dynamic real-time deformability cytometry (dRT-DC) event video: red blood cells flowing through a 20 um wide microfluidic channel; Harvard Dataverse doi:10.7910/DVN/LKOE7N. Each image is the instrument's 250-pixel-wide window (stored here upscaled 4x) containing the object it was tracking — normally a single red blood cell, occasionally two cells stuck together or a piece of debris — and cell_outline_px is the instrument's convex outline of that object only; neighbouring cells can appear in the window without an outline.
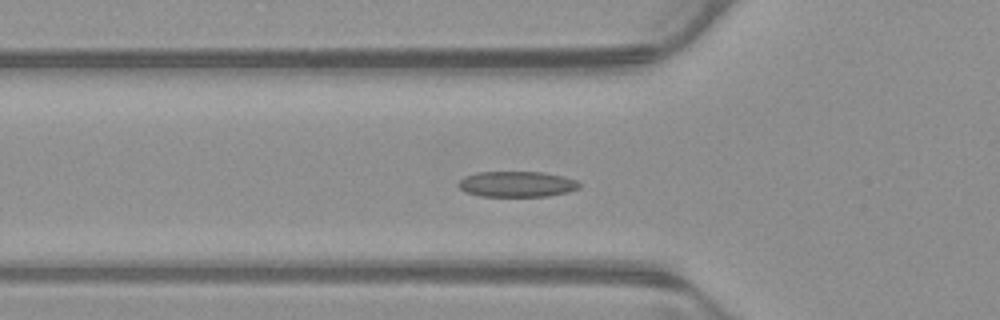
{"species": "common noctule bat (a hibernating species)", "species_latin": "Nyctalus noctula", "temperature_condition": "warm", "stored_images_in_passage": 55, "camera_frame_rate_fps": 3000, "um_per_image_px": 0.085, "animal": {"sex": "male", "body_mass_g": 23.1, "forearm_length_mm": 52.7}, "frame": {"image": 1, "passage_image": 19, "time_ms": 6.0, "image_size_px": [1000, 320], "cell_outline_px": [[580, 188], [568, 192], [548, 196], [480, 196], [464, 192], [456, 184], [464, 176], [476, 172], [544, 172], [564, 176], [576, 180], [580, 184]], "centroid_in_image_um": [43.92, 15.65], "position_along_channel_um": 81.9, "area_um2": 18.26}}
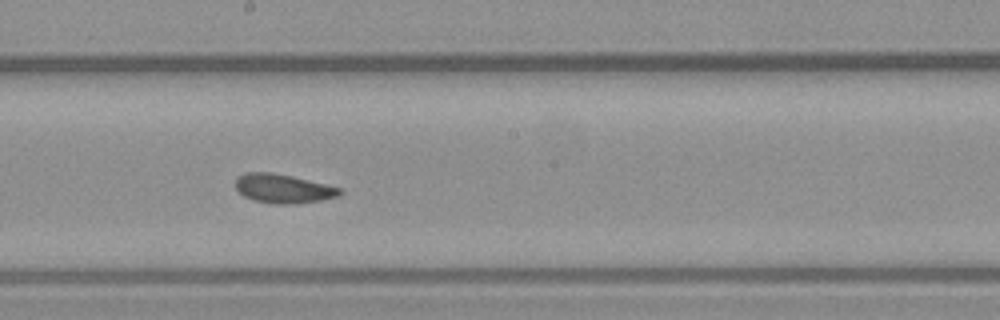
{"frame": {"image": 2, "passage_image": 30, "time_ms": 9.667, "image_size_px": [1000, 320], "cell_outline_px": [[344, 192], [340, 196], [320, 200], [296, 204], [276, 204], [252, 200], [244, 196], [236, 188], [236, 180], [244, 172], [272, 172], [292, 176], [340, 188]], "centroid_in_image_um": [24.07, 16.03], "position_along_channel_um": 224.1, "area_um2": 17.57}}
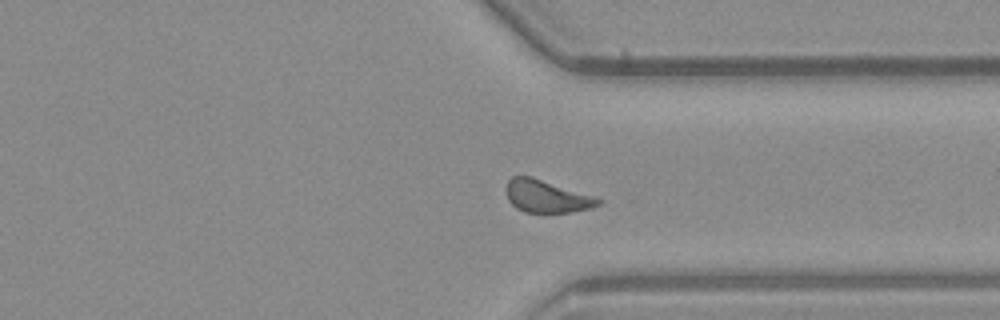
{"frame": {"image": 3, "passage_image": 41, "time_ms": 13.333, "image_size_px": [1000, 320], "cell_outline_px": [[604, 200], [600, 204], [592, 208], [572, 212], [524, 212], [516, 208], [508, 200], [504, 192], [508, 180], [512, 176], [532, 176], [596, 196]], "centroid_in_image_um": [46.47, 16.68], "position_along_channel_um": 364.9, "area_um2": 17.8}, "authors_computed_cell_mechanics": {"area_um2": 17.8602, "velocity_mm_per_s": 3.8535, "shape_relaxation_time_tau1_ms": 4.6916, "shape_relaxation_time_tau2_ms": 2.039, "deformation_change_tau1": 0.1224, "deformation_change_tau2": 0.0922}}